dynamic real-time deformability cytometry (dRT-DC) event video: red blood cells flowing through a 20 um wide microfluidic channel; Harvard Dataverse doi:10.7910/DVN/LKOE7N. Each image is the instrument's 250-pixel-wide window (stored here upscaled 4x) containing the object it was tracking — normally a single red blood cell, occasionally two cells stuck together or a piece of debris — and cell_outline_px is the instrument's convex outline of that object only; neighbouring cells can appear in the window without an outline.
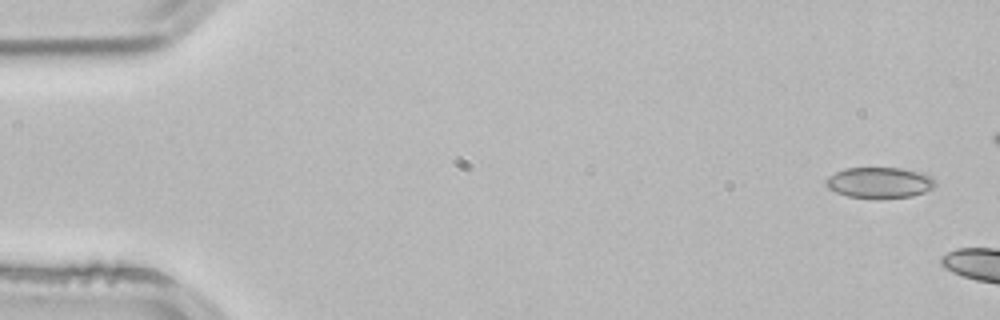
{"species": "common noctule bat (a hibernating species)", "species_latin": "Nyctalus noctula", "temperature_condition": "room temperature", "stored_images_in_passage": 3, "camera_frame_rate_fps": 3000, "um_per_image_px": 0.085, "animal": {"sex": "male", "body_mass_g": 21.5, "forearm_length_mm": 52.0}, "frame": {"image": 1, "passage_image": 1, "time_ms": 0.0, "image_size_px": [1000, 320], "cell_outline_px": [[936, 184], [932, 188], [924, 192], [912, 196], [880, 200], [872, 200], [848, 196], [836, 192], [828, 188], [824, 184], [824, 180], [828, 176], [844, 168], [900, 168], [924, 172], [932, 176], [936, 180]], "centroid_in_image_um": [74.76, 15.54], "position_along_channel_um": 10.2, "area_um2": 20.35}}